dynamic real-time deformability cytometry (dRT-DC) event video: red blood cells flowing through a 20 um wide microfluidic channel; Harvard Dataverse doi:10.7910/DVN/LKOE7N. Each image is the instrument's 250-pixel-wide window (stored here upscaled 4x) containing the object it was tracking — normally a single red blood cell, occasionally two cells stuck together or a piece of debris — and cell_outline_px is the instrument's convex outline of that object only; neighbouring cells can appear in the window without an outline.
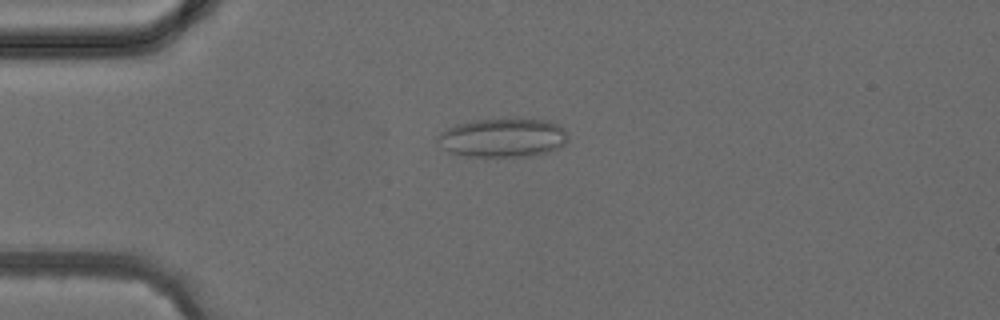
{"species": "common noctule bat (a hibernating species)", "species_latin": "Nyctalus noctula", "temperature_condition": "cold", "stored_images_in_passage": 3, "camera_frame_rate_fps": 3000, "um_per_image_px": 0.085, "animal": {"sex": "female", "body_mass_g": 24.6, "forearm_length_mm": 56.2}, "frame": {"image": 1, "passage_image": 3, "time_ms": 3.333, "image_size_px": [1000, 320], "cell_outline_px": [[568, 140], [560, 148], [548, 152], [532, 156], [468, 156], [452, 152], [444, 148], [436, 140], [436, 136], [440, 132], [448, 128], [460, 124], [476, 120], [516, 116], [544, 120], [556, 124], [564, 128], [568, 136]], "centroid_in_image_um": [42.8, 11.67], "position_along_channel_um": 42.2, "area_um2": 30.0}}